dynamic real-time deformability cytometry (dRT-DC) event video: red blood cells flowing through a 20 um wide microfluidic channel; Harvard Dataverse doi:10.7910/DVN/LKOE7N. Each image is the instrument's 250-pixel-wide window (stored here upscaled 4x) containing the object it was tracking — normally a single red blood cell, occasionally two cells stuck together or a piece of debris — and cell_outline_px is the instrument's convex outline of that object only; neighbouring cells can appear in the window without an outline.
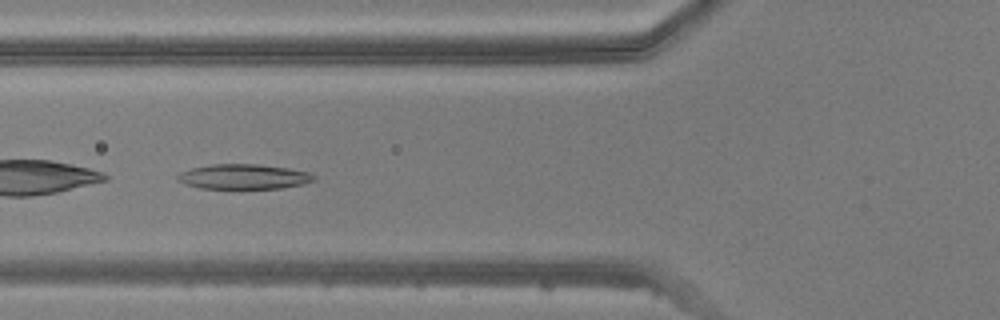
{"species": "common noctule bat (a hibernating species)", "species_latin": "Nyctalus noctula", "temperature_condition": "warm", "stored_images_in_passage": 33, "camera_frame_rate_fps": 3000, "um_per_image_px": 0.085, "animal": {"sex": "male", "body_mass_g": 20.5, "forearm_length_mm": 52.5}, "frame": {"image": 1, "passage_image": 4, "time_ms": 1.0, "image_size_px": [1000, 320], "cell_outline_px": [[316, 180], [304, 184], [284, 188], [200, 188], [184, 184], [176, 180], [176, 176], [180, 172], [192, 168], [212, 164], [256, 164], [288, 168], [308, 172], [316, 176]], "centroid_in_image_um": [20.71, 15.02], "position_along_channel_um": 105.1, "area_um2": 19.88}}
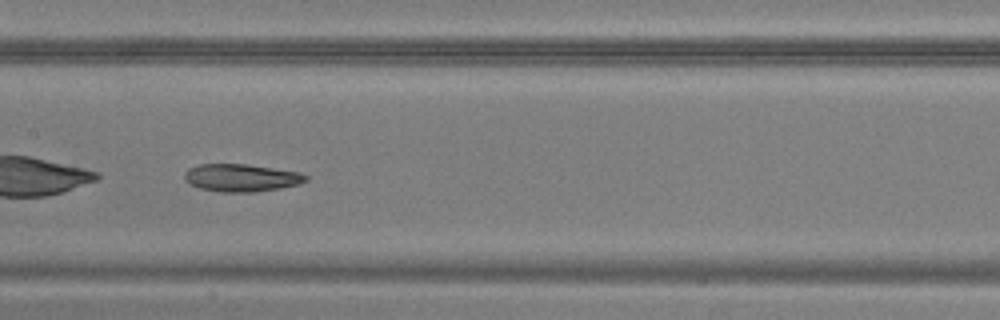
{"frame": {"image": 2, "passage_image": 10, "time_ms": 3.0, "image_size_px": [1000, 320], "cell_outline_px": [[308, 180], [300, 184], [280, 188], [256, 192], [220, 192], [200, 188], [184, 180], [184, 172], [188, 168], [200, 164], [248, 164], [300, 172], [308, 176]], "centroid_in_image_um": [20.53, 15.11], "position_along_channel_um": 186.9, "area_um2": 19.65}}
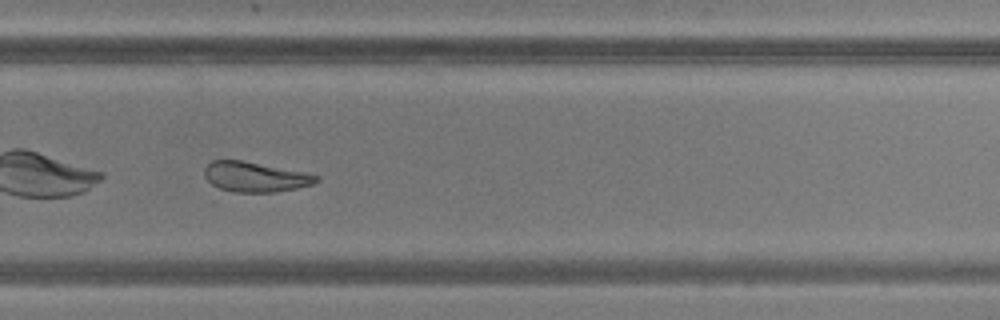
{"frame": {"image": 3, "passage_image": 19, "time_ms": 6.0, "image_size_px": [1000, 320], "cell_outline_px": [[320, 180], [312, 184], [296, 188], [276, 192], [236, 192], [220, 188], [212, 184], [204, 176], [204, 168], [212, 160], [244, 160], [304, 172], [320, 176]], "centroid_in_image_um": [21.69, 15.02], "position_along_channel_um": 308.1, "area_um2": 19.54}}